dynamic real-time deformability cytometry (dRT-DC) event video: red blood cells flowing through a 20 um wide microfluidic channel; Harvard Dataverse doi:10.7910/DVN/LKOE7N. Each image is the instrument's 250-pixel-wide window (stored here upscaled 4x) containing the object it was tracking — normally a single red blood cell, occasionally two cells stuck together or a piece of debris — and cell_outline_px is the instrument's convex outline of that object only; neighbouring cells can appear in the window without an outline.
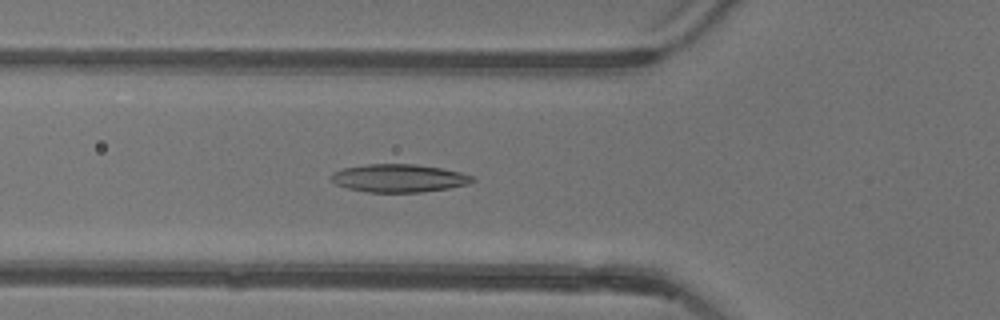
{"species": "common noctule bat (a hibernating species)", "species_latin": "Nyctalus noctula", "temperature_condition": "warm", "stored_images_in_passage": 44, "camera_frame_rate_fps": 3000, "um_per_image_px": 0.085, "animal": {"sex": "female"}, "frame": {"image": 1, "passage_image": 14, "time_ms": 4.333, "image_size_px": [1000, 320], "cell_outline_px": [[476, 180], [468, 184], [448, 188], [420, 192], [368, 192], [348, 188], [336, 184], [332, 180], [332, 172], [344, 168], [364, 164], [416, 164], [440, 168], [460, 172], [472, 176]], "centroid_in_image_um": [33.91, 15.14], "position_along_channel_um": 91.9, "area_um2": 22.89}}
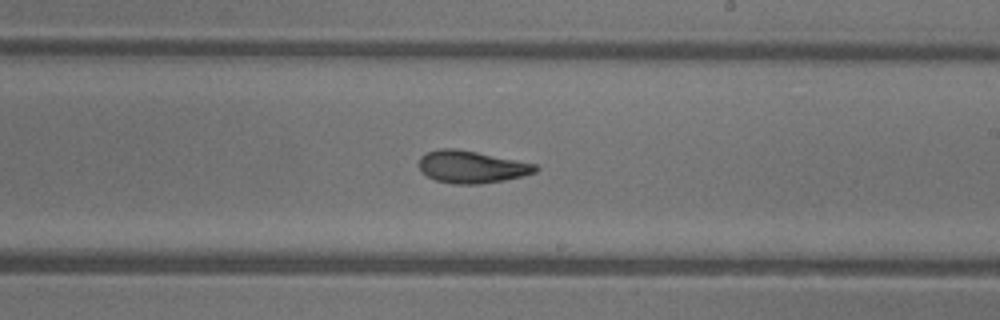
{"frame": {"image": 2, "passage_image": 26, "time_ms": 8.333, "image_size_px": [1000, 320], "cell_outline_px": [[540, 168], [536, 172], [524, 176], [504, 180], [480, 184], [452, 184], [436, 180], [428, 176], [420, 168], [420, 156], [428, 152], [440, 148], [456, 148], [536, 164]], "centroid_in_image_um": [40.11, 14.19], "position_along_channel_um": 248.9, "area_um2": 21.79}}
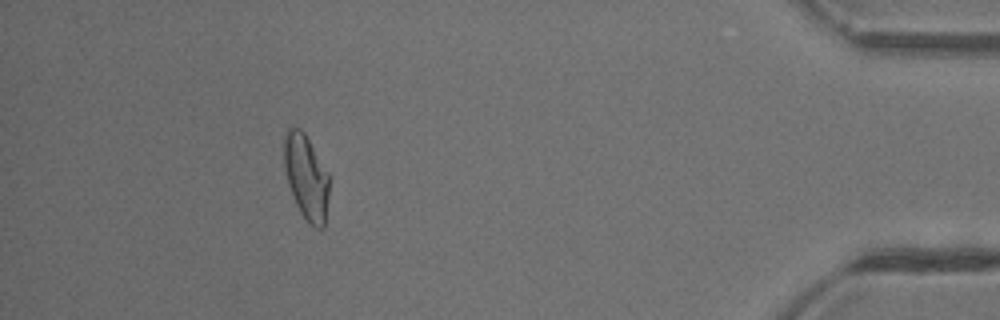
{"frame": {"image": 3, "passage_image": 43, "time_ms": 14.0, "image_size_px": [1000, 320], "cell_outline_px": [[328, 196], [324, 228], [316, 228], [308, 224], [300, 212], [296, 204], [288, 184], [284, 164], [284, 136], [288, 128], [300, 128], [304, 132], [328, 172]], "centroid_in_image_um": [26.02, 15.07], "position_along_channel_um": 409.2, "area_um2": 22.2}}